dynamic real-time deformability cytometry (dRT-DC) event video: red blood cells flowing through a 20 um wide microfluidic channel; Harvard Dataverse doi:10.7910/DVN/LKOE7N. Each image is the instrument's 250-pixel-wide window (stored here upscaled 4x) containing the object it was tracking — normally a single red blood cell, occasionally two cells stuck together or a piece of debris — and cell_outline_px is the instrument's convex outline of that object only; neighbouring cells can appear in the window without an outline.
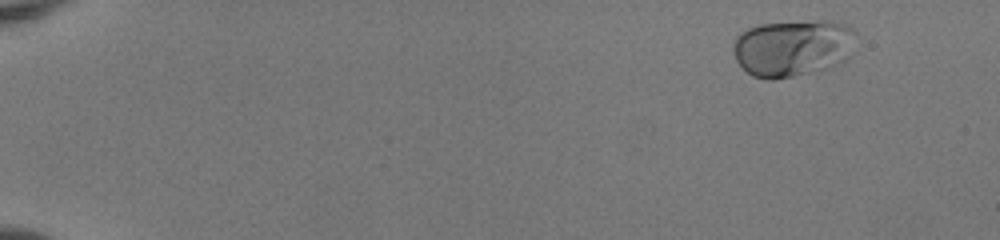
{"species": "human", "species_latin": "Homo sapiens", "temperature_condition": "room temperature", "stored_images_in_passage": 48, "camera_frame_rate_fps": 3000, "um_per_image_px": 0.085, "donor": {"sex": "female"}, "frame": {"image": 1, "passage_image": 1, "time_ms": 0.0, "image_size_px": [1000, 240], "cell_outline_px": [[856, 36], [848, 60], [828, 68], [792, 76], [772, 80], [768, 80], [752, 76], [736, 60], [732, 48], [736, 36], [740, 32], [748, 28], [760, 24], [820, 20], [824, 20], [848, 24], [856, 32]], "centroid_in_image_um": [67.4, 4.06], "position_along_channel_um": 17.6, "area_um2": 41.04}}
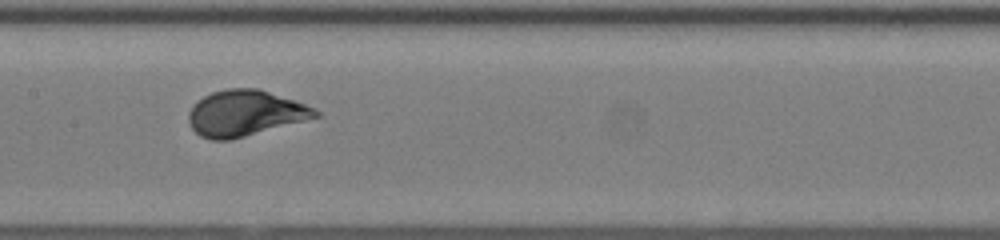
{"frame": {"image": 2, "passage_image": 25, "time_ms": 8.0, "image_size_px": [1000, 240], "cell_outline_px": [[320, 116], [232, 140], [212, 140], [200, 136], [192, 128], [188, 120], [188, 112], [204, 96], [212, 92], [228, 88], [260, 88], [316, 108], [320, 112]], "centroid_in_image_um": [20.84, 9.62], "position_along_channel_um": 186.6, "area_um2": 33.76}}
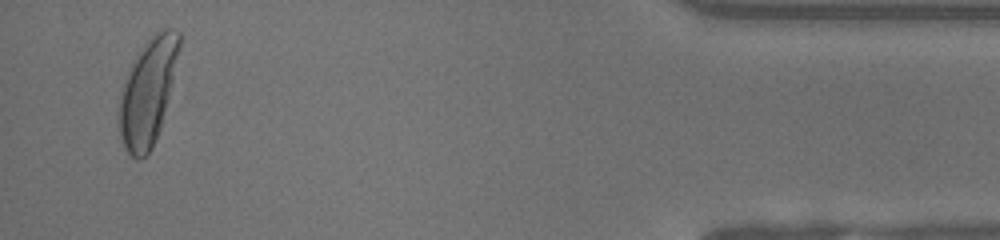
{"frame": {"image": 3, "passage_image": 47, "time_ms": 15.333, "image_size_px": [1000, 240], "cell_outline_px": [[180, 44], [160, 128], [152, 148], [140, 160], [136, 160], [124, 148], [120, 136], [116, 120], [120, 96], [128, 68], [132, 60], [144, 44], [160, 28], [172, 28], [180, 32]], "centroid_in_image_um": [12.51, 7.82], "position_along_channel_um": 422.7, "area_um2": 36.99}, "authors_computed_cell_mechanics": {"area_um2": 33.4373, "velocity_mm_per_s": 4.0243, "shape_relaxation_time_tau1_ms": 2.7074, "shape_relaxation_time_tau2_ms": null, "deformation_change_tau1": 0.1359, "deformation_change_tau2": null}}